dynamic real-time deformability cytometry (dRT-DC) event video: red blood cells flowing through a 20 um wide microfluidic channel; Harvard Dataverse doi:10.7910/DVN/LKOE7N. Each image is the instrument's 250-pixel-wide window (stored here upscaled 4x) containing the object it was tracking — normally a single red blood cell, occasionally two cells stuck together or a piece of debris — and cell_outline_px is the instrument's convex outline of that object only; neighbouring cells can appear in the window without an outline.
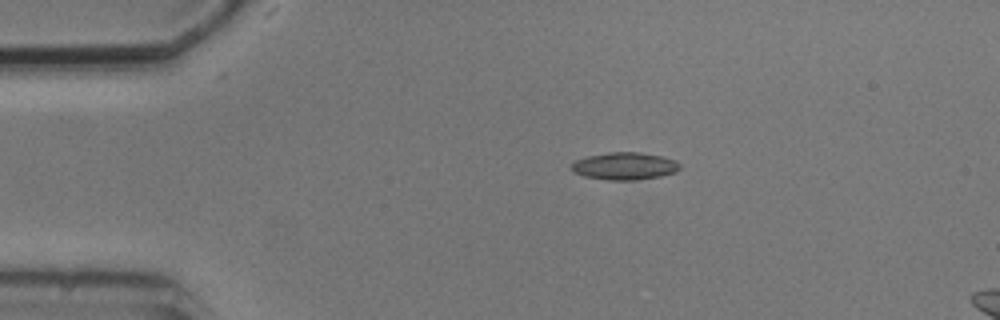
{"species": "common noctule bat (a hibernating species)", "species_latin": "Nyctalus noctula", "temperature_condition": "cold", "stored_images_in_passage": 4, "camera_frame_rate_fps": 3000, "um_per_image_px": 0.085, "animal": {"sex": "male", "body_mass_g": 20.5, "forearm_length_mm": 52.5}, "frame": {"image": 1, "passage_image": 1, "time_ms": 0.0, "image_size_px": [1000, 320], "cell_outline_px": [[680, 168], [676, 172], [660, 176], [636, 180], [608, 180], [584, 176], [572, 172], [572, 164], [576, 160], [588, 156], [612, 152], [640, 152], [660, 156], [676, 160], [680, 164]], "centroid_in_image_um": [53.11, 14.12], "position_along_channel_um": 31.9, "area_um2": 17.22}}
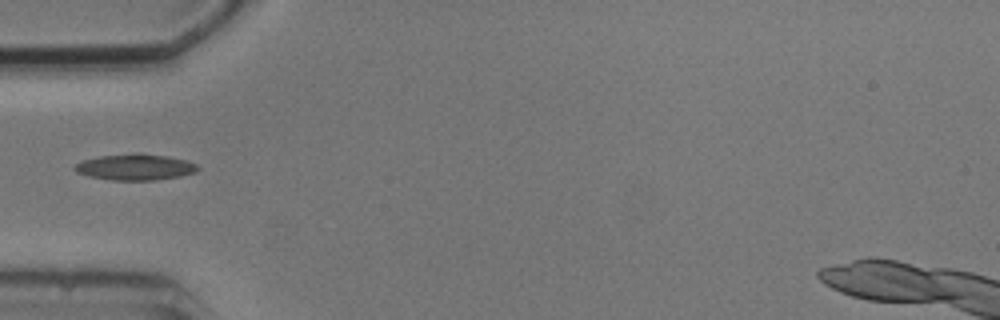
{"frame": {"image": 2, "passage_image": 3, "time_ms": 2.333, "image_size_px": [1000, 320], "cell_outline_px": [[200, 168], [196, 172], [180, 176], [152, 180], [112, 180], [88, 176], [76, 172], [72, 168], [76, 164], [84, 160], [100, 156], [136, 152], [168, 156], [184, 160], [196, 164]], "centroid_in_image_um": [11.48, 14.19], "position_along_channel_um": 73.5, "area_um2": 18.73}}